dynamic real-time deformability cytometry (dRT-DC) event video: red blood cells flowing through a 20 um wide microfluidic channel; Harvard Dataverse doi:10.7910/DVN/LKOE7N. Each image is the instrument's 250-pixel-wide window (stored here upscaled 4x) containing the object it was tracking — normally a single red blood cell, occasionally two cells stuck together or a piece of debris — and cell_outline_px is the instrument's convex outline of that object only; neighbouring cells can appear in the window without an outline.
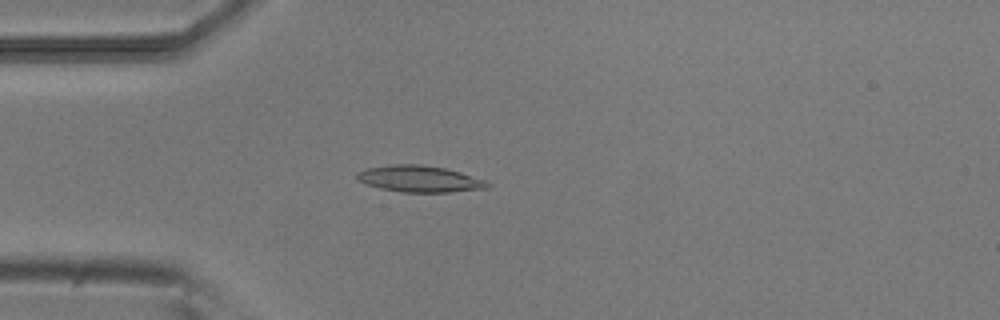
{"species": "common noctule bat (a hibernating species)", "species_latin": "Nyctalus noctula", "temperature_condition": "room temperature", "stored_images_in_passage": 43, "camera_frame_rate_fps": 3000, "um_per_image_px": 0.085, "animal": {"sex": "male", "body_mass_g": 20.5, "forearm_length_mm": 52.5}, "frame": {"image": 1, "passage_image": 5, "time_ms": 1.333, "image_size_px": [1000, 320], "cell_outline_px": [[492, 184], [488, 188], [448, 192], [404, 192], [380, 188], [368, 184], [360, 180], [356, 176], [356, 172], [368, 168], [388, 164], [420, 164], [444, 168], [460, 172], [484, 180]], "centroid_in_image_um": [35.67, 15.2], "position_along_channel_um": 49.3, "area_um2": 19.94}}
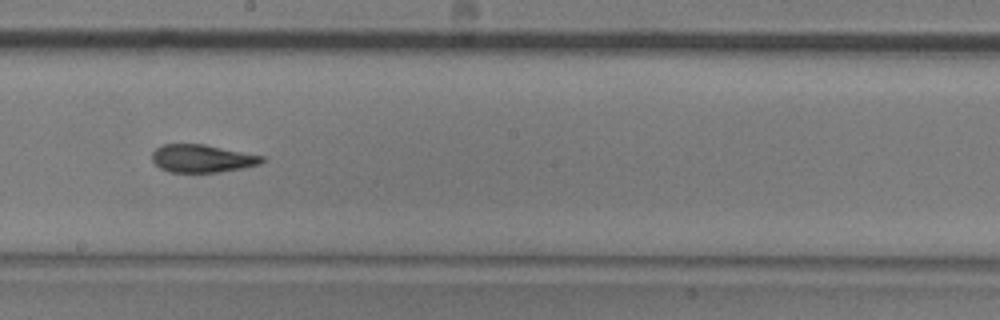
{"frame": {"image": 2, "passage_image": 20, "time_ms": 6.333, "image_size_px": [1000, 320], "cell_outline_px": [[264, 160], [260, 164], [220, 172], [172, 172], [160, 168], [152, 160], [152, 152], [156, 148], [164, 144], [204, 144], [264, 156]], "centroid_in_image_um": [17.17, 13.46], "position_along_channel_um": 231.0, "area_um2": 17.69}}
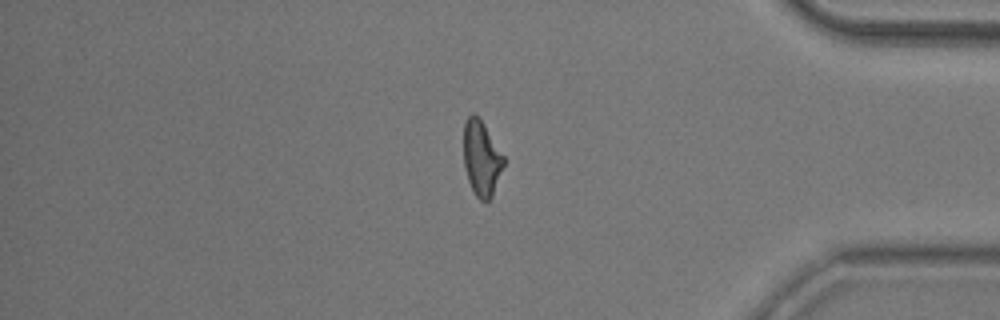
{"frame": {"image": 3, "passage_image": 35, "time_ms": 11.333, "image_size_px": [1000, 320], "cell_outline_px": [[504, 164], [492, 196], [488, 200], [480, 200], [476, 196], [468, 180], [464, 168], [464, 124], [468, 116], [472, 112], [480, 116], [504, 156]], "centroid_in_image_um": [40.92, 13.4], "position_along_channel_um": 394.3, "area_um2": 17.57}, "authors_computed_cell_mechanics": {"area_um2": 18.0914, "velocity_mm_per_s": 3.8225, "shape_relaxation_time_tau1_ms": 8.3622, "shape_relaxation_time_tau2_ms": 2.3221, "deformation_change_tau1": 0.2348, "deformation_change_tau2": 0.1032}}